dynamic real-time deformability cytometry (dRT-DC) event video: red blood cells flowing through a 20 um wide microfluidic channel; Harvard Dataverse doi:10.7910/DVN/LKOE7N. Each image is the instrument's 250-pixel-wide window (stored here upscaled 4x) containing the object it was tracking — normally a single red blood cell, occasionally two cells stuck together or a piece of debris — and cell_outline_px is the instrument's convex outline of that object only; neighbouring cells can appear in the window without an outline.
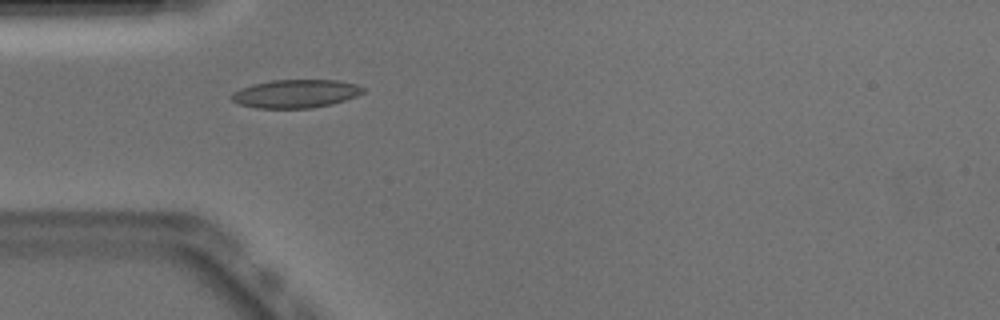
{"species": "Egyptian fruit bat (a non-hibernating species)", "species_latin": "Rousettus aegyptiacus", "temperature_condition": "warm", "stored_images_in_passage": 37, "camera_frame_rate_fps": 3000, "um_per_image_px": 0.085, "animal": {"sex": "male"}, "frame": {"image": 1, "passage_image": 1, "time_ms": 0.0, "image_size_px": [1000, 320], "cell_outline_px": [[364, 92], [356, 96], [332, 104], [312, 108], [256, 108], [240, 104], [232, 100], [232, 92], [240, 88], [252, 84], [272, 80], [340, 80], [356, 84], [364, 88]], "centroid_in_image_um": [25.13, 7.96], "position_along_channel_um": 59.9, "area_um2": 21.68}}
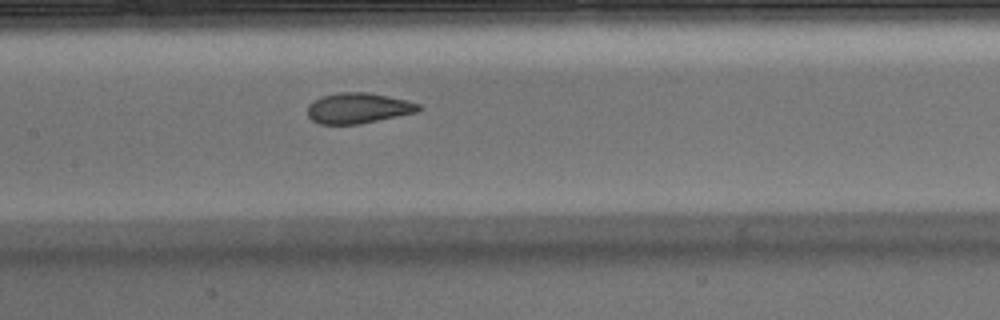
{"frame": {"image": 2, "passage_image": 10, "time_ms": 3.0, "image_size_px": [1000, 320], "cell_outline_px": [[424, 108], [416, 112], [360, 124], [320, 124], [312, 120], [308, 116], [308, 104], [320, 96], [340, 92], [368, 92], [388, 96], [420, 104]], "centroid_in_image_um": [30.43, 9.19], "position_along_channel_um": 177.0, "area_um2": 19.77}}
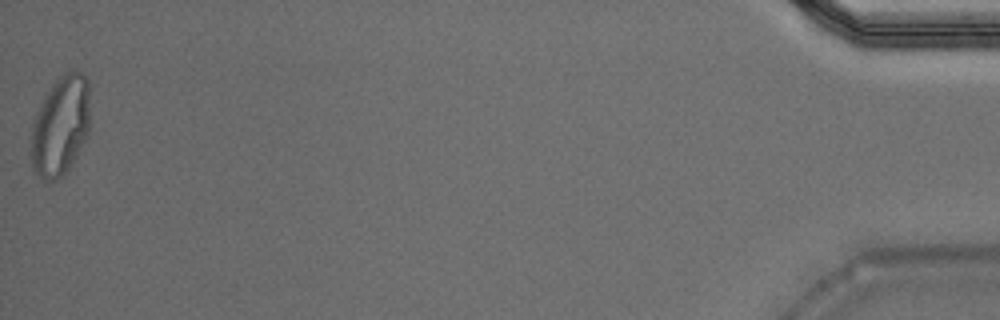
{"frame": {"image": 3, "passage_image": 37, "time_ms": 12.0, "image_size_px": [1000, 320], "cell_outline_px": [[88, 136], [68, 172], [44, 184], [32, 168], [28, 152], [32, 120], [44, 96], [52, 84], [60, 76], [76, 68], [84, 72], [88, 80]], "centroid_in_image_um": [5.09, 10.74], "position_along_channel_um": 430.1, "area_um2": 35.32}, "authors_computed_cell_mechanics": {"area_um2": 20.8658, "velocity_mm_per_s": 3.9188, "shape_relaxation_time_tau1_ms": null, "shape_relaxation_time_tau2_ms": 0.9332, "deformation_change_tau1": null, "deformation_change_tau2": 0.0734}}